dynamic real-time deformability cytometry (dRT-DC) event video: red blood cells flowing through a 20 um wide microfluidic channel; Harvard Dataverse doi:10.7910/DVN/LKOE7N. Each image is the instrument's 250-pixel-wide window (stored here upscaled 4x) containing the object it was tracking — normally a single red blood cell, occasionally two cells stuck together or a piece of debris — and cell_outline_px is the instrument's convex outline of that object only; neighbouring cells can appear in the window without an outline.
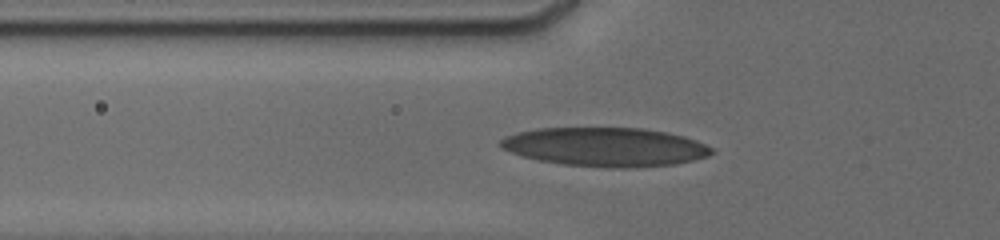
{"species": "human", "species_latin": "Homo sapiens", "temperature_condition": "cold", "stored_images_in_passage": 8, "camera_frame_rate_fps": 3000, "um_per_image_px": 0.085, "donor": {"sex": "male"}, "frame": {"image": 1, "passage_image": 6, "time_ms": 4.0, "image_size_px": [1000, 240], "cell_outline_px": [[712, 152], [708, 156], [692, 160], [672, 164], [628, 168], [612, 168], [560, 164], [540, 160], [524, 156], [500, 148], [500, 140], [504, 136], [536, 128], [640, 128], [668, 132], [684, 136], [696, 140], [712, 148]], "centroid_in_image_um": [51.44, 12.48], "position_along_channel_um": 74.4, "area_um2": 47.63}}
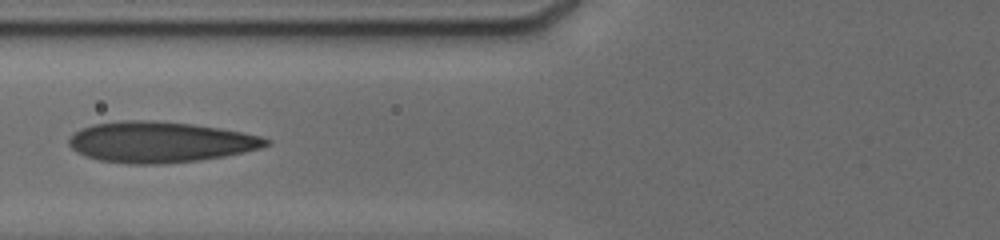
{"frame": {"image": 2, "passage_image": 7, "time_ms": 5.0, "image_size_px": [1000, 240], "cell_outline_px": [[272, 144], [260, 148], [244, 152], [224, 156], [200, 160], [156, 164], [132, 164], [100, 160], [76, 152], [68, 144], [68, 140], [76, 132], [84, 128], [96, 124], [124, 120], [156, 120], [192, 124], [220, 128], [260, 136], [272, 140]], "centroid_in_image_um": [13.65, 12.07], "position_along_channel_um": 112.1, "area_um2": 46.59}}